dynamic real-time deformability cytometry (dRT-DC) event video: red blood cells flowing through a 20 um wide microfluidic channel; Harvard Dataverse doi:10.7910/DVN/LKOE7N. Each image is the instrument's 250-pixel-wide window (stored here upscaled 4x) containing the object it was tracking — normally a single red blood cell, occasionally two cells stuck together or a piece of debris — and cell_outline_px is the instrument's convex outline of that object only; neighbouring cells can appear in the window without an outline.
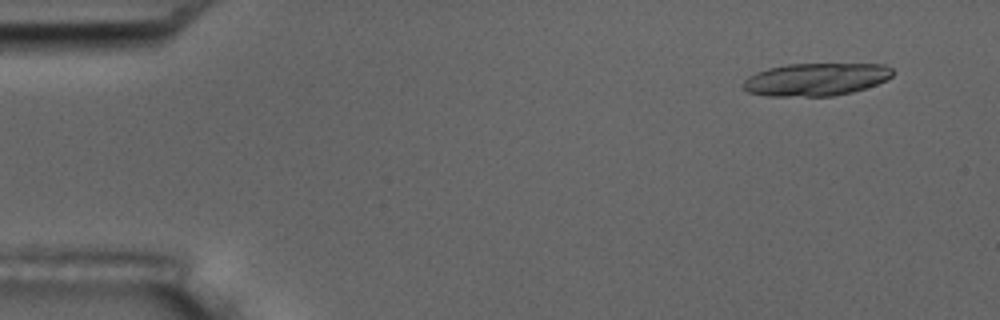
{"species": "common noctule bat (a hibernating species)", "species_latin": "Nyctalus noctula", "temperature_condition": "room temperature", "stored_images_in_passage": 13, "segment_of_instrument_passage": [1, 2], "camera_frame_rate_fps": 3000, "um_per_image_px": 0.085, "animal": {"sex": "male", "body_mass_g": 17.5, "forearm_length_mm": 52.3}, "frame": {"image": 1, "passage_image": 1, "time_ms": 0.0, "image_size_px": [1000, 320], "cell_outline_px": [[892, 76], [888, 80], [852, 92], [832, 96], [764, 96], [748, 92], [744, 88], [744, 80], [748, 76], [756, 72], [768, 68], [788, 64], [884, 64], [892, 68]], "centroid_in_image_um": [69.35, 6.75], "position_along_channel_um": 15.7, "area_um2": 28.5}}